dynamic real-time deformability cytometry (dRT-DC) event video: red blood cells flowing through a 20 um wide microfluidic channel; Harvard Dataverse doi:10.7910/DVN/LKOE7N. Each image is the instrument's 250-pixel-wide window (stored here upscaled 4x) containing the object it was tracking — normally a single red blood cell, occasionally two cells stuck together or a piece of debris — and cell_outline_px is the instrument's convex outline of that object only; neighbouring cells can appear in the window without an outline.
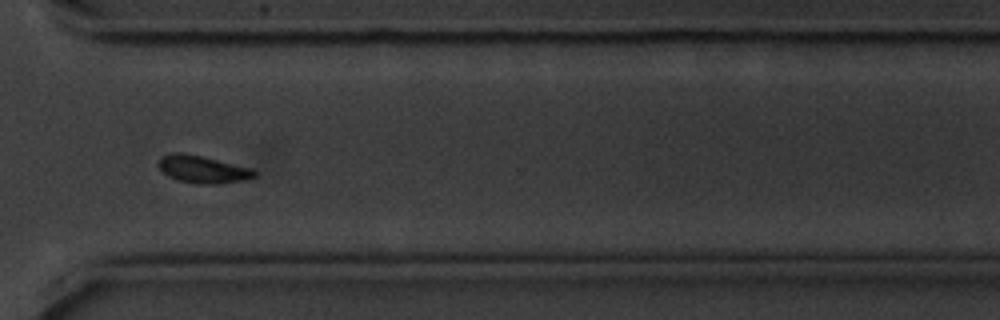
{"species": "common noctule bat (a hibernating species)", "species_latin": "Nyctalus noctula", "temperature_condition": "cold", "stored_images_in_passage": 54, "camera_frame_rate_fps": 3000, "um_per_image_px": 0.085, "animal": {"sex": "male", "body_mass_g": 20.1, "forearm_length_mm": 53.5}, "frame": {"image": 1, "passage_image": 39, "time_ms": 12.667, "image_size_px": [1000, 320], "cell_outline_px": [[256, 176], [244, 180], [216, 184], [200, 184], [176, 180], [168, 176], [156, 164], [160, 156], [172, 152], [180, 152], [200, 156], [252, 168], [256, 172]], "centroid_in_image_um": [17.19, 14.39], "position_along_channel_um": 353.4, "area_um2": 15.32}}
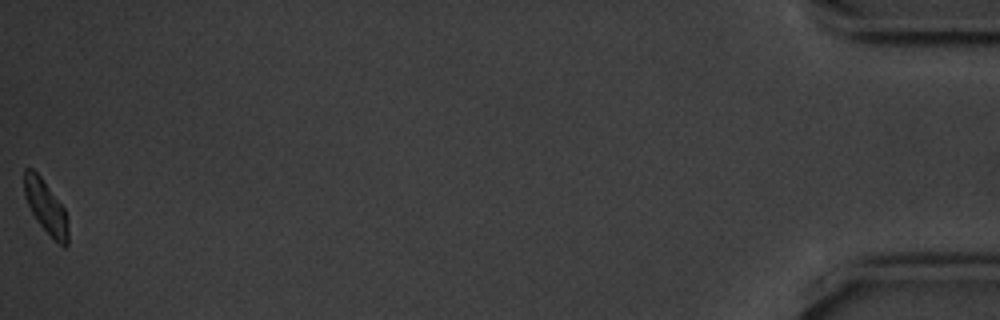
{"frame": {"image": 2, "passage_image": 54, "time_ms": 17.667, "image_size_px": [1000, 320], "cell_outline_px": [[68, 244], [64, 248], [36, 220], [24, 196], [24, 168], [32, 168], [40, 176], [64, 208], [68, 220]], "centroid_in_image_um": [3.89, 17.58], "position_along_channel_um": 431.3, "area_um2": 13.35}, "authors_computed_cell_mechanics": {"area_um2": 15.5193, "velocity_mm_per_s": 3.5093, "shape_relaxation_time_tau1_ms": 1.966, "shape_relaxation_time_tau2_ms": null, "deformation_change_tau1": 0.1172, "deformation_change_tau2": null}}